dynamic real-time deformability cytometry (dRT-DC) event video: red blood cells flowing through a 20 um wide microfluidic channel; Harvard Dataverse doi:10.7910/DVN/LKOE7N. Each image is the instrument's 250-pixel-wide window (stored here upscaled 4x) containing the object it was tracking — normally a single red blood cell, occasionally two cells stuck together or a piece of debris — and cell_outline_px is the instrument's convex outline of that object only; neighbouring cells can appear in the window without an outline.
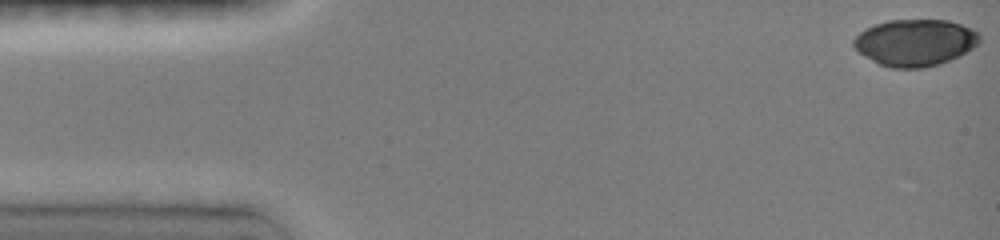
{"species": "common noctule bat (a hibernating species)", "species_latin": "Nyctalus noctula", "temperature_condition": "room temperature", "stored_images_in_passage": 14, "camera_frame_rate_fps": 3000, "um_per_image_px": 0.085, "animal": {"sex": "female", "body_mass_g": 19.0, "forearm_length_mm": 51.5}, "frame": {"image": 1, "passage_image": 1, "time_ms": 0.0, "image_size_px": [1000, 240], "cell_outline_px": [[980, 40], [972, 48], [960, 56], [940, 64], [924, 68], [892, 68], [880, 64], [872, 60], [860, 52], [852, 44], [852, 40], [864, 28], [888, 20], [948, 20], [972, 28], [980, 32]], "centroid_in_image_um": [77.8, 3.61], "position_along_channel_um": 7.2, "area_um2": 34.33}}